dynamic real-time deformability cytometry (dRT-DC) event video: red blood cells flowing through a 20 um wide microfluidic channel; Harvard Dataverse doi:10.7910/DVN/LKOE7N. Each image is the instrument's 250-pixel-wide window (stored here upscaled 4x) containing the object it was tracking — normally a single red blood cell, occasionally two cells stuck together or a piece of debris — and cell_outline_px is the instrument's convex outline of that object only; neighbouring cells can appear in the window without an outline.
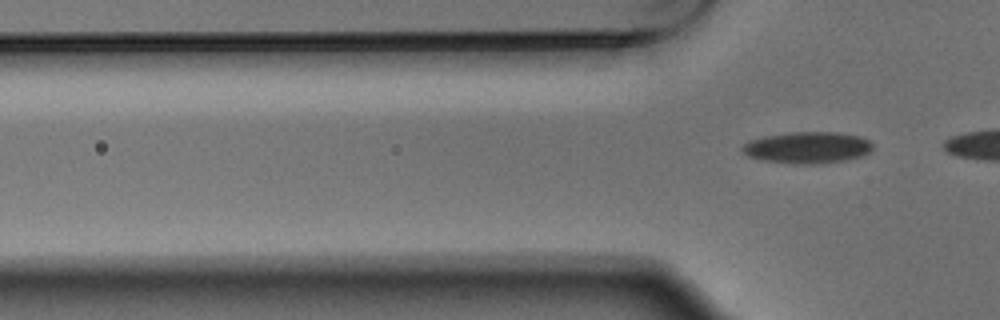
{"species": "Egyptian fruit bat (a non-hibernating species)", "species_latin": "Rousettus aegyptiacus", "temperature_condition": "warm", "stored_images_in_passage": 5, "segment_of_instrument_passage": [2, 2], "camera_frame_rate_fps": 3000, "um_per_image_px": 0.085, "animal": {"sex": "male"}, "frame": {"image": 1, "passage_image": 5, "time_ms": 1.333, "image_size_px": [1000, 320], "cell_outline_px": [[872, 148], [868, 152], [860, 156], [844, 160], [812, 164], [792, 164], [760, 160], [748, 156], [740, 148], [748, 140], [764, 136], [792, 132], [836, 132], [860, 136], [868, 140], [872, 144]], "centroid_in_image_um": [68.58, 12.54], "position_along_channel_um": 57.2, "area_um2": 23.93}}